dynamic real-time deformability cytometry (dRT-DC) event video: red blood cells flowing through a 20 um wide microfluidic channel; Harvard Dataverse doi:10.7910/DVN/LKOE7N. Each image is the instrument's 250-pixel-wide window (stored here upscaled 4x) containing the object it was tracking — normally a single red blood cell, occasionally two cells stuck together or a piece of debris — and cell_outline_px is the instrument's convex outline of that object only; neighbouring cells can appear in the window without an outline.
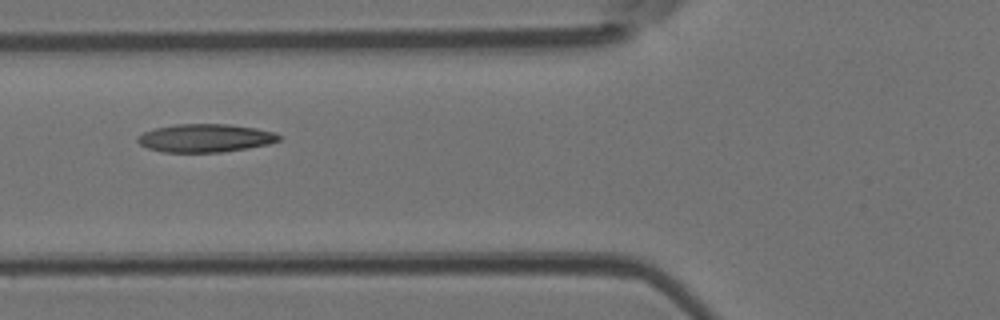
{"species": "Egyptian fruit bat (a non-hibernating species)", "species_latin": "Rousettus aegyptiacus", "temperature_condition": "room temperature", "stored_images_in_passage": 6, "camera_frame_rate_fps": 3000, "um_per_image_px": 0.085, "animal": {"sex": "female"}, "frame": {"image": 1, "passage_image": 6, "time_ms": 1.667, "image_size_px": [1000, 320], "cell_outline_px": [[280, 140], [268, 144], [248, 148], [220, 152], [164, 152], [148, 148], [140, 144], [136, 140], [136, 136], [144, 132], [156, 128], [176, 124], [228, 124], [256, 128], [276, 132], [280, 136]], "centroid_in_image_um": [17.45, 11.73], "position_along_channel_um": 108.4, "area_um2": 23.18}}